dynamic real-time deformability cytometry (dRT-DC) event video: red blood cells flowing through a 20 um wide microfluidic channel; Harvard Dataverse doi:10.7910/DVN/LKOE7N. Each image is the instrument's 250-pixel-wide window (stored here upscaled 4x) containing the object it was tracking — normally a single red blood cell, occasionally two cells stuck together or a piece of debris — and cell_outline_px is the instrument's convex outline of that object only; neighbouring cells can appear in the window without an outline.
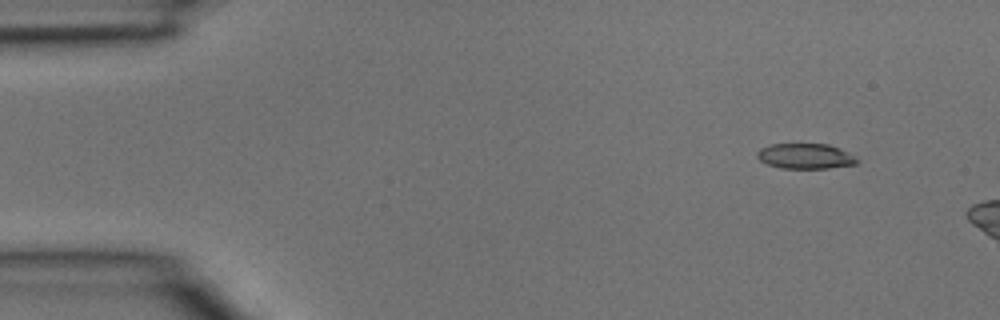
{"species": "common noctule bat (a hibernating species)", "species_latin": "Nyctalus noctula", "temperature_condition": "room temperature", "stored_images_in_passage": 3, "camera_frame_rate_fps": 3000, "um_per_image_px": 0.085, "animal": {"sex": "male", "body_mass_g": 15.6}, "frame": {"image": 1, "passage_image": 1, "time_ms": 0.0, "image_size_px": [1000, 320], "cell_outline_px": [[860, 160], [856, 164], [828, 168], [780, 168], [768, 164], [760, 160], [756, 156], [756, 152], [760, 148], [772, 144], [828, 144], [840, 148]], "centroid_in_image_um": [68.45, 13.27], "position_along_channel_um": 16.6, "area_um2": 14.68}}